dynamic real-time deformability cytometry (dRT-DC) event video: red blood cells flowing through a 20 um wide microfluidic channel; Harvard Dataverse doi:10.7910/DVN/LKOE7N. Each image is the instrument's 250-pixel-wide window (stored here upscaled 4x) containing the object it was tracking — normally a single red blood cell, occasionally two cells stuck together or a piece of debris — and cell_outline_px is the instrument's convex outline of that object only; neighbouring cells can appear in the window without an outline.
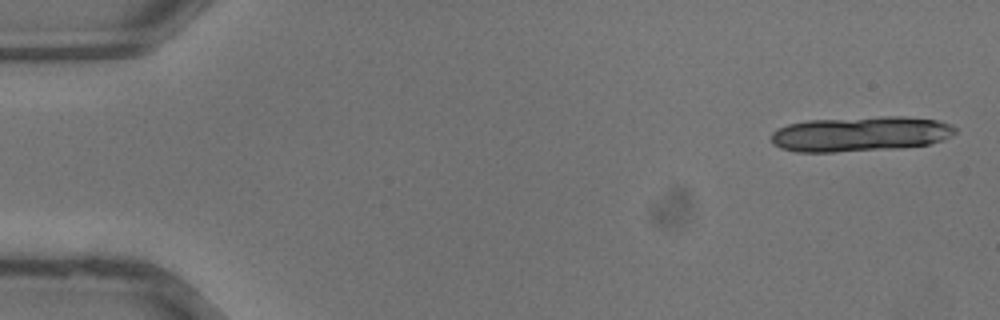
{"species": "common noctule bat (a hibernating species)", "species_latin": "Nyctalus noctula", "temperature_condition": "warm", "stored_images_in_passage": 14, "camera_frame_rate_fps": 3000, "um_per_image_px": 0.085, "animal": {"sex": "male", "body_mass_g": 13.3}, "frame": {"image": 1, "passage_image": 1, "time_ms": 0.0, "image_size_px": [1000, 320], "cell_outline_px": [[956, 132], [940, 140], [928, 144], [900, 148], [836, 152], [796, 152], [780, 148], [772, 144], [772, 132], [776, 128], [788, 124], [808, 120], [880, 116], [904, 116], [936, 120], [952, 124], [956, 128]], "centroid_in_image_um": [73.09, 11.38], "position_along_channel_um": 11.9, "area_um2": 37.8}}
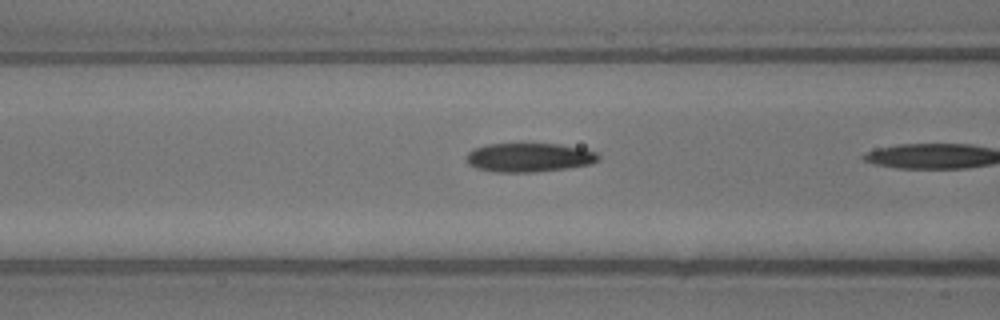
{"frame": {"image": 2, "passage_image": 13, "time_ms": 4.0, "image_size_px": [1000, 320], "cell_outline_px": [[600, 160], [592, 164], [568, 168], [532, 172], [496, 172], [476, 168], [468, 164], [464, 156], [472, 148], [488, 144], [560, 144], [584, 148], [596, 152], [600, 156]], "centroid_in_image_um": [44.97, 13.38], "position_along_channel_um": 121.6, "area_um2": 22.54}}